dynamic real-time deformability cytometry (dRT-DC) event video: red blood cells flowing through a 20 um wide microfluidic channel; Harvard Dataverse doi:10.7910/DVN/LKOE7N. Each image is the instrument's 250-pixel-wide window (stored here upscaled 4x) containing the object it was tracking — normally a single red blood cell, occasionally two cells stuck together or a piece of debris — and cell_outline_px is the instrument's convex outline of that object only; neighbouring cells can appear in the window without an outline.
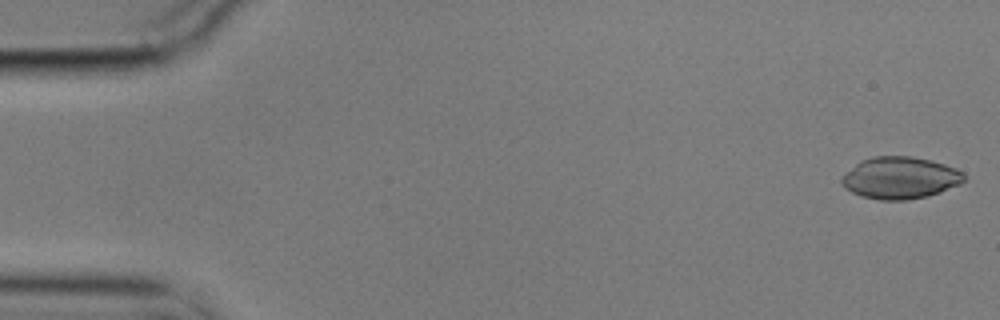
{"species": "common noctule bat (a hibernating species)", "species_latin": "Nyctalus noctula", "temperature_condition": "cold", "stored_images_in_passage": 56, "camera_frame_rate_fps": 3000, "um_per_image_px": 0.085, "animal": {"sex": "male", "body_mass_g": 17.9}, "frame": {"image": 1, "passage_image": 1, "time_ms": 0.0, "image_size_px": [1000, 320], "cell_outline_px": [[964, 180], [960, 184], [940, 192], [928, 196], [908, 200], [880, 200], [860, 196], [844, 188], [840, 180], [840, 176], [860, 160], [872, 156], [912, 156], [932, 160], [956, 168], [964, 172]], "centroid_in_image_um": [76.48, 15.11], "position_along_channel_um": 8.5, "area_um2": 30.29}}
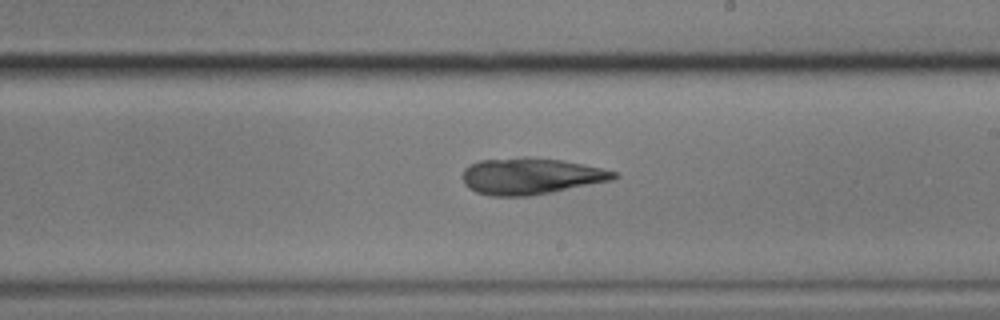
{"frame": {"image": 2, "passage_image": 32, "time_ms": 10.333, "image_size_px": [1000, 320], "cell_outline_px": [[620, 176], [612, 180], [552, 192], [528, 196], [492, 196], [476, 192], [468, 188], [464, 184], [460, 176], [464, 168], [468, 164], [480, 160], [524, 156], [528, 156], [560, 160], [600, 168], [616, 172]], "centroid_in_image_um": [45.04, 14.96], "position_along_channel_um": 244.0, "area_um2": 32.37}}
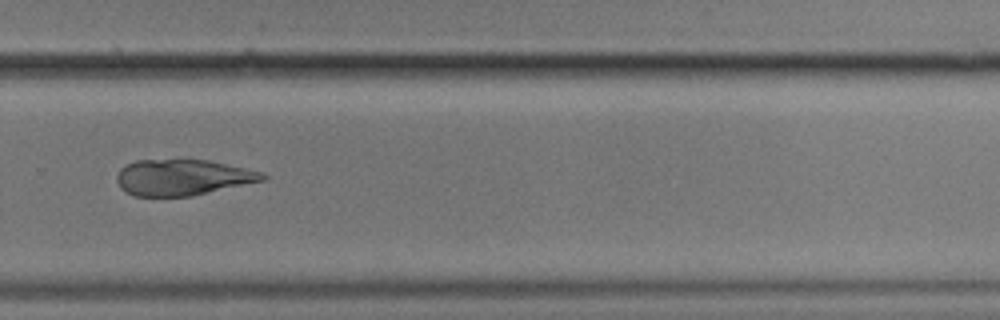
{"frame": {"image": 3, "passage_image": 38, "time_ms": 12.333, "image_size_px": [1000, 320], "cell_outline_px": [[268, 180], [192, 196], [136, 196], [124, 192], [120, 188], [116, 180], [116, 176], [120, 168], [124, 164], [136, 160], [208, 160], [264, 172], [268, 176]], "centroid_in_image_um": [15.54, 15.08], "position_along_channel_um": 314.3, "area_um2": 30.92}}